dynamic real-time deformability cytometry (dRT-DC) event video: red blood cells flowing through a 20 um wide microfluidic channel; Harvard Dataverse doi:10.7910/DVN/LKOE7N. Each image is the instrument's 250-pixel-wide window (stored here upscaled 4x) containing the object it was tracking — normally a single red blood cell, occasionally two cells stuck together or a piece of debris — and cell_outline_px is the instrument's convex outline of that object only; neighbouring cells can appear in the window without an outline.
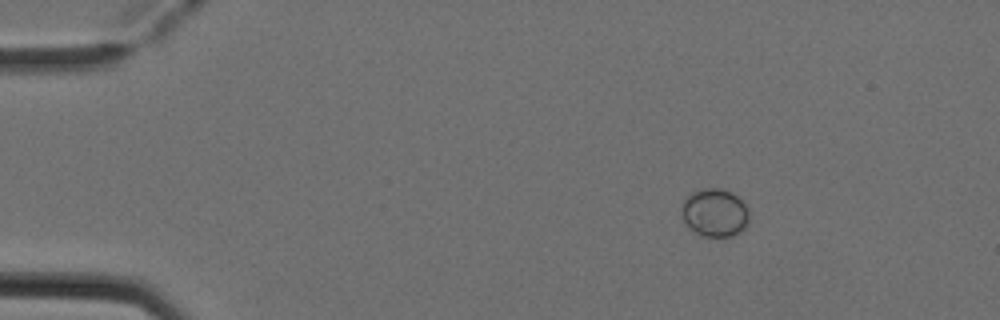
{"species": "Egyptian fruit bat (a non-hibernating species)", "species_latin": "Rousettus aegyptiacus", "temperature_condition": "cold", "stored_images_in_passage": 4, "camera_frame_rate_fps": 3000, "um_per_image_px": 0.085, "animal": {"sex": "female"}, "frame": {"image": 1, "passage_image": 2, "time_ms": 0.333, "image_size_px": [1000, 320], "cell_outline_px": [[748, 220], [744, 228], [740, 232], [732, 236], [704, 236], [696, 232], [684, 220], [684, 200], [692, 192], [704, 188], [720, 188], [732, 192], [748, 208]], "centroid_in_image_um": [60.8, 18.06], "position_along_channel_um": 24.2, "area_um2": 18.38}}
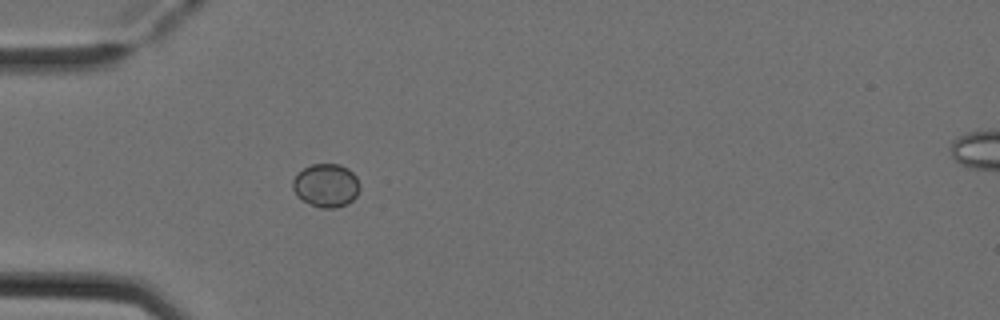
{"frame": {"image": 2, "passage_image": 4, "time_ms": 1.0, "image_size_px": [1000, 320], "cell_outline_px": [[360, 188], [356, 196], [348, 204], [336, 208], [320, 208], [300, 200], [296, 196], [292, 188], [292, 180], [304, 168], [312, 164], [340, 164], [348, 168], [356, 176], [360, 184]], "centroid_in_image_um": [27.72, 15.78], "position_along_channel_um": 57.3, "area_um2": 17.17}}